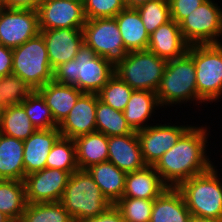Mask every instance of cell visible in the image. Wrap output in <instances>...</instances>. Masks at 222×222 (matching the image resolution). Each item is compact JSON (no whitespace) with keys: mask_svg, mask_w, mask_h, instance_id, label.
<instances>
[{"mask_svg":"<svg viewBox=\"0 0 222 222\" xmlns=\"http://www.w3.org/2000/svg\"><path fill=\"white\" fill-rule=\"evenodd\" d=\"M190 217L191 213L177 188L168 187L153 200L150 222H189Z\"/></svg>","mask_w":222,"mask_h":222,"instance_id":"cell-23","label":"cell"},{"mask_svg":"<svg viewBox=\"0 0 222 222\" xmlns=\"http://www.w3.org/2000/svg\"><path fill=\"white\" fill-rule=\"evenodd\" d=\"M27 116L37 129L58 127L42 95L34 90L22 103Z\"/></svg>","mask_w":222,"mask_h":222,"instance_id":"cell-33","label":"cell"},{"mask_svg":"<svg viewBox=\"0 0 222 222\" xmlns=\"http://www.w3.org/2000/svg\"><path fill=\"white\" fill-rule=\"evenodd\" d=\"M12 49L0 44V77L12 73Z\"/></svg>","mask_w":222,"mask_h":222,"instance_id":"cell-42","label":"cell"},{"mask_svg":"<svg viewBox=\"0 0 222 222\" xmlns=\"http://www.w3.org/2000/svg\"><path fill=\"white\" fill-rule=\"evenodd\" d=\"M157 94L152 91L134 90L131 94L123 115L133 131L143 130L149 125H143L151 117L153 110L159 106Z\"/></svg>","mask_w":222,"mask_h":222,"instance_id":"cell-27","label":"cell"},{"mask_svg":"<svg viewBox=\"0 0 222 222\" xmlns=\"http://www.w3.org/2000/svg\"><path fill=\"white\" fill-rule=\"evenodd\" d=\"M214 167L187 179L177 189L191 215L222 220V183Z\"/></svg>","mask_w":222,"mask_h":222,"instance_id":"cell-4","label":"cell"},{"mask_svg":"<svg viewBox=\"0 0 222 222\" xmlns=\"http://www.w3.org/2000/svg\"><path fill=\"white\" fill-rule=\"evenodd\" d=\"M26 204L24 181L0 180V211L15 222L22 219Z\"/></svg>","mask_w":222,"mask_h":222,"instance_id":"cell-29","label":"cell"},{"mask_svg":"<svg viewBox=\"0 0 222 222\" xmlns=\"http://www.w3.org/2000/svg\"><path fill=\"white\" fill-rule=\"evenodd\" d=\"M125 49L130 51L147 50L150 35L136 8L125 7L115 16Z\"/></svg>","mask_w":222,"mask_h":222,"instance_id":"cell-22","label":"cell"},{"mask_svg":"<svg viewBox=\"0 0 222 222\" xmlns=\"http://www.w3.org/2000/svg\"><path fill=\"white\" fill-rule=\"evenodd\" d=\"M70 173L59 169L44 168L25 176L27 203H48L60 201Z\"/></svg>","mask_w":222,"mask_h":222,"instance_id":"cell-12","label":"cell"},{"mask_svg":"<svg viewBox=\"0 0 222 222\" xmlns=\"http://www.w3.org/2000/svg\"><path fill=\"white\" fill-rule=\"evenodd\" d=\"M59 202L74 222L97 216L112 204L87 170H77L70 175Z\"/></svg>","mask_w":222,"mask_h":222,"instance_id":"cell-3","label":"cell"},{"mask_svg":"<svg viewBox=\"0 0 222 222\" xmlns=\"http://www.w3.org/2000/svg\"><path fill=\"white\" fill-rule=\"evenodd\" d=\"M76 159L79 170L108 160V137L100 132H93L74 139Z\"/></svg>","mask_w":222,"mask_h":222,"instance_id":"cell-26","label":"cell"},{"mask_svg":"<svg viewBox=\"0 0 222 222\" xmlns=\"http://www.w3.org/2000/svg\"><path fill=\"white\" fill-rule=\"evenodd\" d=\"M43 36L50 65L54 70L60 64L75 59L84 44L82 28H59L40 30Z\"/></svg>","mask_w":222,"mask_h":222,"instance_id":"cell-15","label":"cell"},{"mask_svg":"<svg viewBox=\"0 0 222 222\" xmlns=\"http://www.w3.org/2000/svg\"><path fill=\"white\" fill-rule=\"evenodd\" d=\"M34 90L13 73L0 77V106L21 104Z\"/></svg>","mask_w":222,"mask_h":222,"instance_id":"cell-34","label":"cell"},{"mask_svg":"<svg viewBox=\"0 0 222 222\" xmlns=\"http://www.w3.org/2000/svg\"><path fill=\"white\" fill-rule=\"evenodd\" d=\"M22 222H74L72 216L58 202L27 203Z\"/></svg>","mask_w":222,"mask_h":222,"instance_id":"cell-31","label":"cell"},{"mask_svg":"<svg viewBox=\"0 0 222 222\" xmlns=\"http://www.w3.org/2000/svg\"><path fill=\"white\" fill-rule=\"evenodd\" d=\"M167 60L149 50L130 51L114 69L133 90L157 91Z\"/></svg>","mask_w":222,"mask_h":222,"instance_id":"cell-7","label":"cell"},{"mask_svg":"<svg viewBox=\"0 0 222 222\" xmlns=\"http://www.w3.org/2000/svg\"><path fill=\"white\" fill-rule=\"evenodd\" d=\"M69 1L78 2V3H82V4H84V2H85V0H69Z\"/></svg>","mask_w":222,"mask_h":222,"instance_id":"cell-46","label":"cell"},{"mask_svg":"<svg viewBox=\"0 0 222 222\" xmlns=\"http://www.w3.org/2000/svg\"><path fill=\"white\" fill-rule=\"evenodd\" d=\"M125 173L143 169L146 165L137 132L108 137V160Z\"/></svg>","mask_w":222,"mask_h":222,"instance_id":"cell-17","label":"cell"},{"mask_svg":"<svg viewBox=\"0 0 222 222\" xmlns=\"http://www.w3.org/2000/svg\"><path fill=\"white\" fill-rule=\"evenodd\" d=\"M86 19L115 17L125 6V0H85Z\"/></svg>","mask_w":222,"mask_h":222,"instance_id":"cell-38","label":"cell"},{"mask_svg":"<svg viewBox=\"0 0 222 222\" xmlns=\"http://www.w3.org/2000/svg\"><path fill=\"white\" fill-rule=\"evenodd\" d=\"M115 206L125 222H150L153 200L122 197Z\"/></svg>","mask_w":222,"mask_h":222,"instance_id":"cell-37","label":"cell"},{"mask_svg":"<svg viewBox=\"0 0 222 222\" xmlns=\"http://www.w3.org/2000/svg\"><path fill=\"white\" fill-rule=\"evenodd\" d=\"M188 47L189 44L182 36L180 25L171 19L150 34L147 50L168 61L183 56Z\"/></svg>","mask_w":222,"mask_h":222,"instance_id":"cell-19","label":"cell"},{"mask_svg":"<svg viewBox=\"0 0 222 222\" xmlns=\"http://www.w3.org/2000/svg\"><path fill=\"white\" fill-rule=\"evenodd\" d=\"M39 33L37 11L0 8V44L14 49Z\"/></svg>","mask_w":222,"mask_h":222,"instance_id":"cell-11","label":"cell"},{"mask_svg":"<svg viewBox=\"0 0 222 222\" xmlns=\"http://www.w3.org/2000/svg\"><path fill=\"white\" fill-rule=\"evenodd\" d=\"M156 94L160 106L197 100L195 63L187 52L167 61Z\"/></svg>","mask_w":222,"mask_h":222,"instance_id":"cell-8","label":"cell"},{"mask_svg":"<svg viewBox=\"0 0 222 222\" xmlns=\"http://www.w3.org/2000/svg\"><path fill=\"white\" fill-rule=\"evenodd\" d=\"M97 94L83 93L58 125L61 136L75 139L96 132Z\"/></svg>","mask_w":222,"mask_h":222,"instance_id":"cell-16","label":"cell"},{"mask_svg":"<svg viewBox=\"0 0 222 222\" xmlns=\"http://www.w3.org/2000/svg\"><path fill=\"white\" fill-rule=\"evenodd\" d=\"M12 53V73L33 90H38L53 81V69L48 59L44 38L40 33L12 49Z\"/></svg>","mask_w":222,"mask_h":222,"instance_id":"cell-5","label":"cell"},{"mask_svg":"<svg viewBox=\"0 0 222 222\" xmlns=\"http://www.w3.org/2000/svg\"><path fill=\"white\" fill-rule=\"evenodd\" d=\"M133 91L127 83L114 74L97 95L103 103L123 112Z\"/></svg>","mask_w":222,"mask_h":222,"instance_id":"cell-35","label":"cell"},{"mask_svg":"<svg viewBox=\"0 0 222 222\" xmlns=\"http://www.w3.org/2000/svg\"><path fill=\"white\" fill-rule=\"evenodd\" d=\"M167 188L154 166L147 165L141 170L127 173L122 197L154 200Z\"/></svg>","mask_w":222,"mask_h":222,"instance_id":"cell-20","label":"cell"},{"mask_svg":"<svg viewBox=\"0 0 222 222\" xmlns=\"http://www.w3.org/2000/svg\"><path fill=\"white\" fill-rule=\"evenodd\" d=\"M46 168L59 169L70 174L79 170L73 139L60 137L48 154Z\"/></svg>","mask_w":222,"mask_h":222,"instance_id":"cell-32","label":"cell"},{"mask_svg":"<svg viewBox=\"0 0 222 222\" xmlns=\"http://www.w3.org/2000/svg\"><path fill=\"white\" fill-rule=\"evenodd\" d=\"M50 108L54 121L59 125L83 94L76 86L48 82L37 90Z\"/></svg>","mask_w":222,"mask_h":222,"instance_id":"cell-21","label":"cell"},{"mask_svg":"<svg viewBox=\"0 0 222 222\" xmlns=\"http://www.w3.org/2000/svg\"><path fill=\"white\" fill-rule=\"evenodd\" d=\"M149 1H154V0H125V6L127 8H137Z\"/></svg>","mask_w":222,"mask_h":222,"instance_id":"cell-43","label":"cell"},{"mask_svg":"<svg viewBox=\"0 0 222 222\" xmlns=\"http://www.w3.org/2000/svg\"><path fill=\"white\" fill-rule=\"evenodd\" d=\"M60 137L61 132L58 127L37 129L28 139L23 141L25 176L46 168L48 154Z\"/></svg>","mask_w":222,"mask_h":222,"instance_id":"cell-18","label":"cell"},{"mask_svg":"<svg viewBox=\"0 0 222 222\" xmlns=\"http://www.w3.org/2000/svg\"><path fill=\"white\" fill-rule=\"evenodd\" d=\"M37 13L40 30L83 28L86 22L83 4L69 0H42Z\"/></svg>","mask_w":222,"mask_h":222,"instance_id":"cell-13","label":"cell"},{"mask_svg":"<svg viewBox=\"0 0 222 222\" xmlns=\"http://www.w3.org/2000/svg\"><path fill=\"white\" fill-rule=\"evenodd\" d=\"M195 63L197 101H216L222 95V44L189 45Z\"/></svg>","mask_w":222,"mask_h":222,"instance_id":"cell-6","label":"cell"},{"mask_svg":"<svg viewBox=\"0 0 222 222\" xmlns=\"http://www.w3.org/2000/svg\"><path fill=\"white\" fill-rule=\"evenodd\" d=\"M36 130L21 104L1 108L0 133L24 141Z\"/></svg>","mask_w":222,"mask_h":222,"instance_id":"cell-28","label":"cell"},{"mask_svg":"<svg viewBox=\"0 0 222 222\" xmlns=\"http://www.w3.org/2000/svg\"><path fill=\"white\" fill-rule=\"evenodd\" d=\"M114 67L85 44L75 59L53 70V81L76 86L83 93L97 94L114 75Z\"/></svg>","mask_w":222,"mask_h":222,"instance_id":"cell-2","label":"cell"},{"mask_svg":"<svg viewBox=\"0 0 222 222\" xmlns=\"http://www.w3.org/2000/svg\"><path fill=\"white\" fill-rule=\"evenodd\" d=\"M24 142L0 133V180L24 181Z\"/></svg>","mask_w":222,"mask_h":222,"instance_id":"cell-24","label":"cell"},{"mask_svg":"<svg viewBox=\"0 0 222 222\" xmlns=\"http://www.w3.org/2000/svg\"><path fill=\"white\" fill-rule=\"evenodd\" d=\"M82 31L84 44L114 68L127 56L115 17L86 19Z\"/></svg>","mask_w":222,"mask_h":222,"instance_id":"cell-9","label":"cell"},{"mask_svg":"<svg viewBox=\"0 0 222 222\" xmlns=\"http://www.w3.org/2000/svg\"><path fill=\"white\" fill-rule=\"evenodd\" d=\"M190 127L191 125H149L143 130L137 131L146 165L154 166L162 155L169 151Z\"/></svg>","mask_w":222,"mask_h":222,"instance_id":"cell-14","label":"cell"},{"mask_svg":"<svg viewBox=\"0 0 222 222\" xmlns=\"http://www.w3.org/2000/svg\"><path fill=\"white\" fill-rule=\"evenodd\" d=\"M189 222H222V220L212 219V218H203L191 215Z\"/></svg>","mask_w":222,"mask_h":222,"instance_id":"cell-44","label":"cell"},{"mask_svg":"<svg viewBox=\"0 0 222 222\" xmlns=\"http://www.w3.org/2000/svg\"><path fill=\"white\" fill-rule=\"evenodd\" d=\"M76 222H125L122 217V213L115 206L111 204L103 213L97 216L86 218Z\"/></svg>","mask_w":222,"mask_h":222,"instance_id":"cell-40","label":"cell"},{"mask_svg":"<svg viewBox=\"0 0 222 222\" xmlns=\"http://www.w3.org/2000/svg\"><path fill=\"white\" fill-rule=\"evenodd\" d=\"M179 25L189 45L220 44L217 38L222 35V10L212 0H205Z\"/></svg>","mask_w":222,"mask_h":222,"instance_id":"cell-10","label":"cell"},{"mask_svg":"<svg viewBox=\"0 0 222 222\" xmlns=\"http://www.w3.org/2000/svg\"><path fill=\"white\" fill-rule=\"evenodd\" d=\"M42 0H0V6L7 9H31L37 11Z\"/></svg>","mask_w":222,"mask_h":222,"instance_id":"cell-41","label":"cell"},{"mask_svg":"<svg viewBox=\"0 0 222 222\" xmlns=\"http://www.w3.org/2000/svg\"><path fill=\"white\" fill-rule=\"evenodd\" d=\"M0 222H13L8 216L0 211Z\"/></svg>","mask_w":222,"mask_h":222,"instance_id":"cell-45","label":"cell"},{"mask_svg":"<svg viewBox=\"0 0 222 222\" xmlns=\"http://www.w3.org/2000/svg\"><path fill=\"white\" fill-rule=\"evenodd\" d=\"M96 132L103 133L107 137H110L128 135L134 131L127 124L122 111L103 103L97 95Z\"/></svg>","mask_w":222,"mask_h":222,"instance_id":"cell-30","label":"cell"},{"mask_svg":"<svg viewBox=\"0 0 222 222\" xmlns=\"http://www.w3.org/2000/svg\"><path fill=\"white\" fill-rule=\"evenodd\" d=\"M86 170L109 202L115 204L122 198L127 173L109 161L94 164Z\"/></svg>","mask_w":222,"mask_h":222,"instance_id":"cell-25","label":"cell"},{"mask_svg":"<svg viewBox=\"0 0 222 222\" xmlns=\"http://www.w3.org/2000/svg\"><path fill=\"white\" fill-rule=\"evenodd\" d=\"M146 31L152 34L159 26L171 20L168 0H154L136 8Z\"/></svg>","mask_w":222,"mask_h":222,"instance_id":"cell-36","label":"cell"},{"mask_svg":"<svg viewBox=\"0 0 222 222\" xmlns=\"http://www.w3.org/2000/svg\"><path fill=\"white\" fill-rule=\"evenodd\" d=\"M206 131V127L191 126L156 162L154 168L168 187L177 188L187 179L214 166L205 154L206 135H209Z\"/></svg>","mask_w":222,"mask_h":222,"instance_id":"cell-1","label":"cell"},{"mask_svg":"<svg viewBox=\"0 0 222 222\" xmlns=\"http://www.w3.org/2000/svg\"><path fill=\"white\" fill-rule=\"evenodd\" d=\"M170 16L177 24H180L191 12L200 6L205 0H168Z\"/></svg>","mask_w":222,"mask_h":222,"instance_id":"cell-39","label":"cell"}]
</instances>
